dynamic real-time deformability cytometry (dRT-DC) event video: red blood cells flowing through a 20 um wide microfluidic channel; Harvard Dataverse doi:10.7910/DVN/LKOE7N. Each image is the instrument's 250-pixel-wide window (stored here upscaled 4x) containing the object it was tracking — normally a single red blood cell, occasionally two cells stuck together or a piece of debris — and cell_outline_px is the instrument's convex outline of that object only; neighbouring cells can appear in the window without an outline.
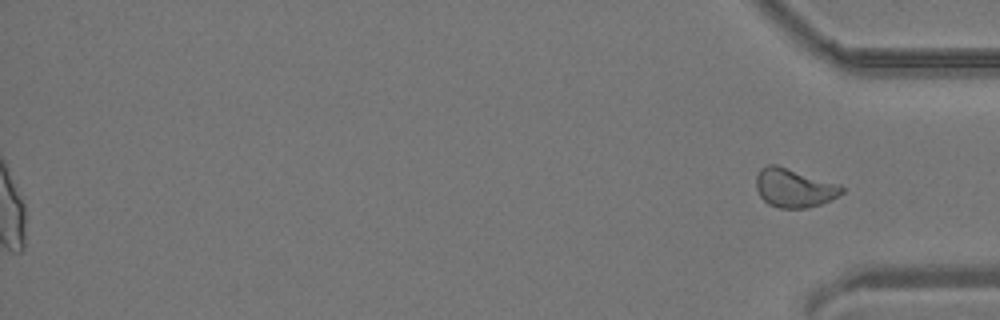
{"species": "common noctule bat (a hibernating species)", "species_latin": "Nyctalus noctula", "temperature_condition": "room temperature", "stored_images_in_passage": 35, "segment_of_instrument_passage": [2, 2], "camera_frame_rate_fps": 3000, "um_per_image_px": 0.085, "animal": {"sex": "male", "body_mass_g": 19.2, "forearm_length_mm": 51.8}, "frame": {"image": 1, "passage_image": 35, "time_ms": 11.333, "image_size_px": [1000, 320], "cell_outline_px": [[844, 192], [840, 196], [832, 200], [820, 204], [804, 208], [780, 208], [768, 204], [760, 196], [756, 188], [756, 176], [760, 168], [768, 164], [776, 164], [840, 184], [844, 188]], "centroid_in_image_um": [67.51, 15.97], "position_along_channel_um": 367.7, "area_um2": 19.54}}